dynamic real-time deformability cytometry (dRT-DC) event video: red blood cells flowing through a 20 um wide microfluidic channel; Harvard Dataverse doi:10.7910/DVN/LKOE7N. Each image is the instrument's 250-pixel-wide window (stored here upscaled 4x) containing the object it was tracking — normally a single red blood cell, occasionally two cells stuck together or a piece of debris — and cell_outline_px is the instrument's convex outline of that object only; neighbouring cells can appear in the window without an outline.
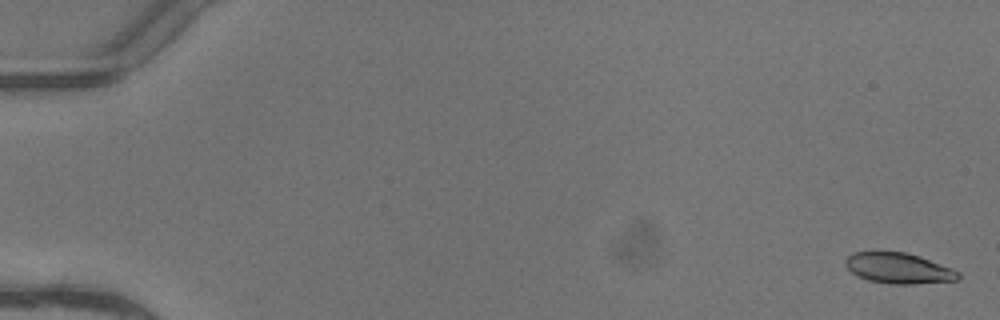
{"species": "common noctule bat (a hibernating species)", "species_latin": "Nyctalus noctula", "temperature_condition": "warm", "stored_images_in_passage": 5, "camera_frame_rate_fps": 3000, "um_per_image_px": 0.085, "animal": {"sex": "female"}, "frame": {"image": 1, "passage_image": 1, "time_ms": 0.0, "image_size_px": [1000, 320], "cell_outline_px": [[960, 276], [956, 280], [912, 284], [892, 284], [868, 280], [852, 272], [844, 264], [844, 260], [852, 252], [876, 248], [908, 252], [920, 256], [952, 268], [960, 272]], "centroid_in_image_um": [76.32, 22.73], "position_along_channel_um": 8.7, "area_um2": 20.87}}